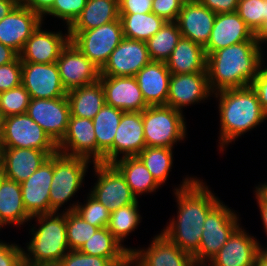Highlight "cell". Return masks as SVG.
Returning a JSON list of instances; mask_svg holds the SVG:
<instances>
[{"label": "cell", "mask_w": 267, "mask_h": 266, "mask_svg": "<svg viewBox=\"0 0 267 266\" xmlns=\"http://www.w3.org/2000/svg\"><path fill=\"white\" fill-rule=\"evenodd\" d=\"M201 180L185 178L175 188L178 215L163 229V234L192 257L198 252L208 212L220 201Z\"/></svg>", "instance_id": "obj_1"}, {"label": "cell", "mask_w": 267, "mask_h": 266, "mask_svg": "<svg viewBox=\"0 0 267 266\" xmlns=\"http://www.w3.org/2000/svg\"><path fill=\"white\" fill-rule=\"evenodd\" d=\"M256 41H244L206 54V70L212 94L250 86L263 61Z\"/></svg>", "instance_id": "obj_2"}, {"label": "cell", "mask_w": 267, "mask_h": 266, "mask_svg": "<svg viewBox=\"0 0 267 266\" xmlns=\"http://www.w3.org/2000/svg\"><path fill=\"white\" fill-rule=\"evenodd\" d=\"M219 97L220 149L267 118L253 87L227 89L214 93Z\"/></svg>", "instance_id": "obj_3"}, {"label": "cell", "mask_w": 267, "mask_h": 266, "mask_svg": "<svg viewBox=\"0 0 267 266\" xmlns=\"http://www.w3.org/2000/svg\"><path fill=\"white\" fill-rule=\"evenodd\" d=\"M38 229L31 228L32 239L23 251V264L60 263L69 252L66 235V212L36 215Z\"/></svg>", "instance_id": "obj_4"}, {"label": "cell", "mask_w": 267, "mask_h": 266, "mask_svg": "<svg viewBox=\"0 0 267 266\" xmlns=\"http://www.w3.org/2000/svg\"><path fill=\"white\" fill-rule=\"evenodd\" d=\"M146 147H169L186 137L182 112L168 106H148L142 111Z\"/></svg>", "instance_id": "obj_5"}, {"label": "cell", "mask_w": 267, "mask_h": 266, "mask_svg": "<svg viewBox=\"0 0 267 266\" xmlns=\"http://www.w3.org/2000/svg\"><path fill=\"white\" fill-rule=\"evenodd\" d=\"M238 218L236 213L221 201L208 212L198 252L193 256L196 265H207L218 253L232 233L240 226Z\"/></svg>", "instance_id": "obj_6"}, {"label": "cell", "mask_w": 267, "mask_h": 266, "mask_svg": "<svg viewBox=\"0 0 267 266\" xmlns=\"http://www.w3.org/2000/svg\"><path fill=\"white\" fill-rule=\"evenodd\" d=\"M89 162L92 161L59 152L53 155V178L49 194L50 209L53 213L58 212L80 189Z\"/></svg>", "instance_id": "obj_7"}, {"label": "cell", "mask_w": 267, "mask_h": 266, "mask_svg": "<svg viewBox=\"0 0 267 266\" xmlns=\"http://www.w3.org/2000/svg\"><path fill=\"white\" fill-rule=\"evenodd\" d=\"M0 140L4 147L58 152L57 144L26 113L4 117L0 120Z\"/></svg>", "instance_id": "obj_8"}, {"label": "cell", "mask_w": 267, "mask_h": 266, "mask_svg": "<svg viewBox=\"0 0 267 266\" xmlns=\"http://www.w3.org/2000/svg\"><path fill=\"white\" fill-rule=\"evenodd\" d=\"M70 41L99 69L124 38L118 18L97 28L69 33Z\"/></svg>", "instance_id": "obj_9"}, {"label": "cell", "mask_w": 267, "mask_h": 266, "mask_svg": "<svg viewBox=\"0 0 267 266\" xmlns=\"http://www.w3.org/2000/svg\"><path fill=\"white\" fill-rule=\"evenodd\" d=\"M93 167L97 181L90 194L110 212L138 200L131 192L124 176L113 164L94 163Z\"/></svg>", "instance_id": "obj_10"}, {"label": "cell", "mask_w": 267, "mask_h": 266, "mask_svg": "<svg viewBox=\"0 0 267 266\" xmlns=\"http://www.w3.org/2000/svg\"><path fill=\"white\" fill-rule=\"evenodd\" d=\"M26 114L58 144L65 136L70 118L67 96L55 99L31 98Z\"/></svg>", "instance_id": "obj_11"}, {"label": "cell", "mask_w": 267, "mask_h": 266, "mask_svg": "<svg viewBox=\"0 0 267 266\" xmlns=\"http://www.w3.org/2000/svg\"><path fill=\"white\" fill-rule=\"evenodd\" d=\"M56 64L62 85L67 92L99 80L100 69L71 41L61 50Z\"/></svg>", "instance_id": "obj_12"}, {"label": "cell", "mask_w": 267, "mask_h": 266, "mask_svg": "<svg viewBox=\"0 0 267 266\" xmlns=\"http://www.w3.org/2000/svg\"><path fill=\"white\" fill-rule=\"evenodd\" d=\"M21 84L36 99H55L66 97L58 66L55 63L22 62Z\"/></svg>", "instance_id": "obj_13"}, {"label": "cell", "mask_w": 267, "mask_h": 266, "mask_svg": "<svg viewBox=\"0 0 267 266\" xmlns=\"http://www.w3.org/2000/svg\"><path fill=\"white\" fill-rule=\"evenodd\" d=\"M150 61L145 41L124 37L100 69V75L134 77Z\"/></svg>", "instance_id": "obj_14"}, {"label": "cell", "mask_w": 267, "mask_h": 266, "mask_svg": "<svg viewBox=\"0 0 267 266\" xmlns=\"http://www.w3.org/2000/svg\"><path fill=\"white\" fill-rule=\"evenodd\" d=\"M147 249H133L130 261L133 266H196L194 258L182 251L161 231Z\"/></svg>", "instance_id": "obj_15"}, {"label": "cell", "mask_w": 267, "mask_h": 266, "mask_svg": "<svg viewBox=\"0 0 267 266\" xmlns=\"http://www.w3.org/2000/svg\"><path fill=\"white\" fill-rule=\"evenodd\" d=\"M52 178L53 155L20 184L23 204L30 217L53 213L49 201Z\"/></svg>", "instance_id": "obj_16"}, {"label": "cell", "mask_w": 267, "mask_h": 266, "mask_svg": "<svg viewBox=\"0 0 267 266\" xmlns=\"http://www.w3.org/2000/svg\"><path fill=\"white\" fill-rule=\"evenodd\" d=\"M211 93L207 72L171 74L166 106L182 112L184 106L200 103Z\"/></svg>", "instance_id": "obj_17"}, {"label": "cell", "mask_w": 267, "mask_h": 266, "mask_svg": "<svg viewBox=\"0 0 267 266\" xmlns=\"http://www.w3.org/2000/svg\"><path fill=\"white\" fill-rule=\"evenodd\" d=\"M43 20L39 14L19 3L0 20V42L19 54Z\"/></svg>", "instance_id": "obj_18"}, {"label": "cell", "mask_w": 267, "mask_h": 266, "mask_svg": "<svg viewBox=\"0 0 267 266\" xmlns=\"http://www.w3.org/2000/svg\"><path fill=\"white\" fill-rule=\"evenodd\" d=\"M105 102L124 112H142L148 107L142 91L132 76H99Z\"/></svg>", "instance_id": "obj_19"}, {"label": "cell", "mask_w": 267, "mask_h": 266, "mask_svg": "<svg viewBox=\"0 0 267 266\" xmlns=\"http://www.w3.org/2000/svg\"><path fill=\"white\" fill-rule=\"evenodd\" d=\"M58 152L67 156L83 157L97 163V141L93 120L71 116L63 139L57 144Z\"/></svg>", "instance_id": "obj_20"}, {"label": "cell", "mask_w": 267, "mask_h": 266, "mask_svg": "<svg viewBox=\"0 0 267 266\" xmlns=\"http://www.w3.org/2000/svg\"><path fill=\"white\" fill-rule=\"evenodd\" d=\"M42 24L32 33L19 53L22 62L55 63L61 50L70 41L69 33L51 32L41 29Z\"/></svg>", "instance_id": "obj_21"}, {"label": "cell", "mask_w": 267, "mask_h": 266, "mask_svg": "<svg viewBox=\"0 0 267 266\" xmlns=\"http://www.w3.org/2000/svg\"><path fill=\"white\" fill-rule=\"evenodd\" d=\"M262 246L240 226L232 233L208 266H254Z\"/></svg>", "instance_id": "obj_22"}, {"label": "cell", "mask_w": 267, "mask_h": 266, "mask_svg": "<svg viewBox=\"0 0 267 266\" xmlns=\"http://www.w3.org/2000/svg\"><path fill=\"white\" fill-rule=\"evenodd\" d=\"M244 41H255L254 33L237 12L219 13L216 14L212 32L204 50L206 54H211L221 48Z\"/></svg>", "instance_id": "obj_23"}, {"label": "cell", "mask_w": 267, "mask_h": 266, "mask_svg": "<svg viewBox=\"0 0 267 266\" xmlns=\"http://www.w3.org/2000/svg\"><path fill=\"white\" fill-rule=\"evenodd\" d=\"M216 14L198 0L182 5L176 20L182 37L205 47L212 32Z\"/></svg>", "instance_id": "obj_24"}, {"label": "cell", "mask_w": 267, "mask_h": 266, "mask_svg": "<svg viewBox=\"0 0 267 266\" xmlns=\"http://www.w3.org/2000/svg\"><path fill=\"white\" fill-rule=\"evenodd\" d=\"M142 112H124L113 142V163L120 158L137 156L145 147Z\"/></svg>", "instance_id": "obj_25"}, {"label": "cell", "mask_w": 267, "mask_h": 266, "mask_svg": "<svg viewBox=\"0 0 267 266\" xmlns=\"http://www.w3.org/2000/svg\"><path fill=\"white\" fill-rule=\"evenodd\" d=\"M148 106H165L171 73L165 62L150 61L134 76Z\"/></svg>", "instance_id": "obj_26"}, {"label": "cell", "mask_w": 267, "mask_h": 266, "mask_svg": "<svg viewBox=\"0 0 267 266\" xmlns=\"http://www.w3.org/2000/svg\"><path fill=\"white\" fill-rule=\"evenodd\" d=\"M57 152H44L31 148L5 147L3 176L21 184L28 179L51 155Z\"/></svg>", "instance_id": "obj_27"}, {"label": "cell", "mask_w": 267, "mask_h": 266, "mask_svg": "<svg viewBox=\"0 0 267 266\" xmlns=\"http://www.w3.org/2000/svg\"><path fill=\"white\" fill-rule=\"evenodd\" d=\"M123 113L105 104L92 119L97 141V163H113V142Z\"/></svg>", "instance_id": "obj_28"}, {"label": "cell", "mask_w": 267, "mask_h": 266, "mask_svg": "<svg viewBox=\"0 0 267 266\" xmlns=\"http://www.w3.org/2000/svg\"><path fill=\"white\" fill-rule=\"evenodd\" d=\"M204 47L181 37L165 62L171 74L207 72Z\"/></svg>", "instance_id": "obj_29"}, {"label": "cell", "mask_w": 267, "mask_h": 266, "mask_svg": "<svg viewBox=\"0 0 267 266\" xmlns=\"http://www.w3.org/2000/svg\"><path fill=\"white\" fill-rule=\"evenodd\" d=\"M80 252L108 258L115 266H124L130 262L132 248H126L108 230L99 228L79 249Z\"/></svg>", "instance_id": "obj_30"}, {"label": "cell", "mask_w": 267, "mask_h": 266, "mask_svg": "<svg viewBox=\"0 0 267 266\" xmlns=\"http://www.w3.org/2000/svg\"><path fill=\"white\" fill-rule=\"evenodd\" d=\"M119 16V0H87L81 14L67 32L79 33L97 28L117 20Z\"/></svg>", "instance_id": "obj_31"}, {"label": "cell", "mask_w": 267, "mask_h": 266, "mask_svg": "<svg viewBox=\"0 0 267 266\" xmlns=\"http://www.w3.org/2000/svg\"><path fill=\"white\" fill-rule=\"evenodd\" d=\"M30 220L23 204L21 185L3 177L0 181V229L8 224L23 225Z\"/></svg>", "instance_id": "obj_32"}, {"label": "cell", "mask_w": 267, "mask_h": 266, "mask_svg": "<svg viewBox=\"0 0 267 266\" xmlns=\"http://www.w3.org/2000/svg\"><path fill=\"white\" fill-rule=\"evenodd\" d=\"M67 98L70 105L71 116L93 119L106 104L104 89L98 80L79 88L69 90Z\"/></svg>", "instance_id": "obj_33"}, {"label": "cell", "mask_w": 267, "mask_h": 266, "mask_svg": "<svg viewBox=\"0 0 267 266\" xmlns=\"http://www.w3.org/2000/svg\"><path fill=\"white\" fill-rule=\"evenodd\" d=\"M112 164L124 176L136 198L138 194L154 192L160 186L137 156L119 158Z\"/></svg>", "instance_id": "obj_34"}, {"label": "cell", "mask_w": 267, "mask_h": 266, "mask_svg": "<svg viewBox=\"0 0 267 266\" xmlns=\"http://www.w3.org/2000/svg\"><path fill=\"white\" fill-rule=\"evenodd\" d=\"M123 35L125 38L147 41L154 36L166 22L154 13L120 14Z\"/></svg>", "instance_id": "obj_35"}, {"label": "cell", "mask_w": 267, "mask_h": 266, "mask_svg": "<svg viewBox=\"0 0 267 266\" xmlns=\"http://www.w3.org/2000/svg\"><path fill=\"white\" fill-rule=\"evenodd\" d=\"M182 34L176 21H166L161 29L146 41L151 61L166 62Z\"/></svg>", "instance_id": "obj_36"}, {"label": "cell", "mask_w": 267, "mask_h": 266, "mask_svg": "<svg viewBox=\"0 0 267 266\" xmlns=\"http://www.w3.org/2000/svg\"><path fill=\"white\" fill-rule=\"evenodd\" d=\"M172 150L169 147H145L137 155L160 186L165 183L172 169Z\"/></svg>", "instance_id": "obj_37"}, {"label": "cell", "mask_w": 267, "mask_h": 266, "mask_svg": "<svg viewBox=\"0 0 267 266\" xmlns=\"http://www.w3.org/2000/svg\"><path fill=\"white\" fill-rule=\"evenodd\" d=\"M141 216L138 211V200L124 207L110 212L108 230L121 243L129 233L139 225Z\"/></svg>", "instance_id": "obj_38"}, {"label": "cell", "mask_w": 267, "mask_h": 266, "mask_svg": "<svg viewBox=\"0 0 267 266\" xmlns=\"http://www.w3.org/2000/svg\"><path fill=\"white\" fill-rule=\"evenodd\" d=\"M99 227L92 226L75 211L66 212V235L70 250H79Z\"/></svg>", "instance_id": "obj_39"}, {"label": "cell", "mask_w": 267, "mask_h": 266, "mask_svg": "<svg viewBox=\"0 0 267 266\" xmlns=\"http://www.w3.org/2000/svg\"><path fill=\"white\" fill-rule=\"evenodd\" d=\"M87 201L84 205L78 203L72 204L69 208L65 209V212L75 211L85 221L92 226L104 228L108 227L110 221V211L101 204L96 198L88 193Z\"/></svg>", "instance_id": "obj_40"}, {"label": "cell", "mask_w": 267, "mask_h": 266, "mask_svg": "<svg viewBox=\"0 0 267 266\" xmlns=\"http://www.w3.org/2000/svg\"><path fill=\"white\" fill-rule=\"evenodd\" d=\"M30 100V94L22 84L16 88L1 92L0 119L26 113Z\"/></svg>", "instance_id": "obj_41"}, {"label": "cell", "mask_w": 267, "mask_h": 266, "mask_svg": "<svg viewBox=\"0 0 267 266\" xmlns=\"http://www.w3.org/2000/svg\"><path fill=\"white\" fill-rule=\"evenodd\" d=\"M236 12L254 33L267 19V0H239Z\"/></svg>", "instance_id": "obj_42"}, {"label": "cell", "mask_w": 267, "mask_h": 266, "mask_svg": "<svg viewBox=\"0 0 267 266\" xmlns=\"http://www.w3.org/2000/svg\"><path fill=\"white\" fill-rule=\"evenodd\" d=\"M87 0H55L53 6L43 15H52L66 21L67 29L79 17Z\"/></svg>", "instance_id": "obj_43"}, {"label": "cell", "mask_w": 267, "mask_h": 266, "mask_svg": "<svg viewBox=\"0 0 267 266\" xmlns=\"http://www.w3.org/2000/svg\"><path fill=\"white\" fill-rule=\"evenodd\" d=\"M22 61L19 56L5 65H0V92L16 88L21 85Z\"/></svg>", "instance_id": "obj_44"}, {"label": "cell", "mask_w": 267, "mask_h": 266, "mask_svg": "<svg viewBox=\"0 0 267 266\" xmlns=\"http://www.w3.org/2000/svg\"><path fill=\"white\" fill-rule=\"evenodd\" d=\"M61 266H115L108 258L88 255L79 250H70L61 259Z\"/></svg>", "instance_id": "obj_45"}, {"label": "cell", "mask_w": 267, "mask_h": 266, "mask_svg": "<svg viewBox=\"0 0 267 266\" xmlns=\"http://www.w3.org/2000/svg\"><path fill=\"white\" fill-rule=\"evenodd\" d=\"M179 0H153L152 13L165 21H176L182 8Z\"/></svg>", "instance_id": "obj_46"}, {"label": "cell", "mask_w": 267, "mask_h": 266, "mask_svg": "<svg viewBox=\"0 0 267 266\" xmlns=\"http://www.w3.org/2000/svg\"><path fill=\"white\" fill-rule=\"evenodd\" d=\"M24 249L18 245L0 241V266H23Z\"/></svg>", "instance_id": "obj_47"}, {"label": "cell", "mask_w": 267, "mask_h": 266, "mask_svg": "<svg viewBox=\"0 0 267 266\" xmlns=\"http://www.w3.org/2000/svg\"><path fill=\"white\" fill-rule=\"evenodd\" d=\"M153 0H119V14H144L152 12Z\"/></svg>", "instance_id": "obj_48"}, {"label": "cell", "mask_w": 267, "mask_h": 266, "mask_svg": "<svg viewBox=\"0 0 267 266\" xmlns=\"http://www.w3.org/2000/svg\"><path fill=\"white\" fill-rule=\"evenodd\" d=\"M262 64H264V60L261 63L259 74L251 86L257 93L261 107L267 112V66H262Z\"/></svg>", "instance_id": "obj_49"}, {"label": "cell", "mask_w": 267, "mask_h": 266, "mask_svg": "<svg viewBox=\"0 0 267 266\" xmlns=\"http://www.w3.org/2000/svg\"><path fill=\"white\" fill-rule=\"evenodd\" d=\"M215 14L235 12L239 0H198Z\"/></svg>", "instance_id": "obj_50"}, {"label": "cell", "mask_w": 267, "mask_h": 266, "mask_svg": "<svg viewBox=\"0 0 267 266\" xmlns=\"http://www.w3.org/2000/svg\"><path fill=\"white\" fill-rule=\"evenodd\" d=\"M55 0H21L20 3L39 14L42 19L43 15L53 6Z\"/></svg>", "instance_id": "obj_51"}, {"label": "cell", "mask_w": 267, "mask_h": 266, "mask_svg": "<svg viewBox=\"0 0 267 266\" xmlns=\"http://www.w3.org/2000/svg\"><path fill=\"white\" fill-rule=\"evenodd\" d=\"M18 56L19 54L15 50L0 42V65L13 62Z\"/></svg>", "instance_id": "obj_52"}, {"label": "cell", "mask_w": 267, "mask_h": 266, "mask_svg": "<svg viewBox=\"0 0 267 266\" xmlns=\"http://www.w3.org/2000/svg\"><path fill=\"white\" fill-rule=\"evenodd\" d=\"M19 3L18 0H0V20L6 17Z\"/></svg>", "instance_id": "obj_53"}, {"label": "cell", "mask_w": 267, "mask_h": 266, "mask_svg": "<svg viewBox=\"0 0 267 266\" xmlns=\"http://www.w3.org/2000/svg\"><path fill=\"white\" fill-rule=\"evenodd\" d=\"M254 40L256 41L257 45L261 48L263 42H267V19L264 20L261 25L257 28L254 32Z\"/></svg>", "instance_id": "obj_54"}, {"label": "cell", "mask_w": 267, "mask_h": 266, "mask_svg": "<svg viewBox=\"0 0 267 266\" xmlns=\"http://www.w3.org/2000/svg\"><path fill=\"white\" fill-rule=\"evenodd\" d=\"M256 193V199L257 203L260 209L261 219L263 221L265 233H267V202L257 193Z\"/></svg>", "instance_id": "obj_55"}, {"label": "cell", "mask_w": 267, "mask_h": 266, "mask_svg": "<svg viewBox=\"0 0 267 266\" xmlns=\"http://www.w3.org/2000/svg\"><path fill=\"white\" fill-rule=\"evenodd\" d=\"M254 266H267V248H261L256 255Z\"/></svg>", "instance_id": "obj_56"}, {"label": "cell", "mask_w": 267, "mask_h": 266, "mask_svg": "<svg viewBox=\"0 0 267 266\" xmlns=\"http://www.w3.org/2000/svg\"><path fill=\"white\" fill-rule=\"evenodd\" d=\"M267 202V183L258 185L256 191Z\"/></svg>", "instance_id": "obj_57"}, {"label": "cell", "mask_w": 267, "mask_h": 266, "mask_svg": "<svg viewBox=\"0 0 267 266\" xmlns=\"http://www.w3.org/2000/svg\"><path fill=\"white\" fill-rule=\"evenodd\" d=\"M4 149L5 147L0 140V173H3Z\"/></svg>", "instance_id": "obj_58"}, {"label": "cell", "mask_w": 267, "mask_h": 266, "mask_svg": "<svg viewBox=\"0 0 267 266\" xmlns=\"http://www.w3.org/2000/svg\"><path fill=\"white\" fill-rule=\"evenodd\" d=\"M23 266H61L59 263H47V264H24Z\"/></svg>", "instance_id": "obj_59"}, {"label": "cell", "mask_w": 267, "mask_h": 266, "mask_svg": "<svg viewBox=\"0 0 267 266\" xmlns=\"http://www.w3.org/2000/svg\"><path fill=\"white\" fill-rule=\"evenodd\" d=\"M182 4H184V3H186V2H188V1H190V0H179Z\"/></svg>", "instance_id": "obj_60"}, {"label": "cell", "mask_w": 267, "mask_h": 266, "mask_svg": "<svg viewBox=\"0 0 267 266\" xmlns=\"http://www.w3.org/2000/svg\"><path fill=\"white\" fill-rule=\"evenodd\" d=\"M133 264H132V262L130 261V262H128L127 264H125L124 266H132Z\"/></svg>", "instance_id": "obj_61"}, {"label": "cell", "mask_w": 267, "mask_h": 266, "mask_svg": "<svg viewBox=\"0 0 267 266\" xmlns=\"http://www.w3.org/2000/svg\"><path fill=\"white\" fill-rule=\"evenodd\" d=\"M4 176H3V173H0V181H1V179L3 178Z\"/></svg>", "instance_id": "obj_62"}]
</instances>
